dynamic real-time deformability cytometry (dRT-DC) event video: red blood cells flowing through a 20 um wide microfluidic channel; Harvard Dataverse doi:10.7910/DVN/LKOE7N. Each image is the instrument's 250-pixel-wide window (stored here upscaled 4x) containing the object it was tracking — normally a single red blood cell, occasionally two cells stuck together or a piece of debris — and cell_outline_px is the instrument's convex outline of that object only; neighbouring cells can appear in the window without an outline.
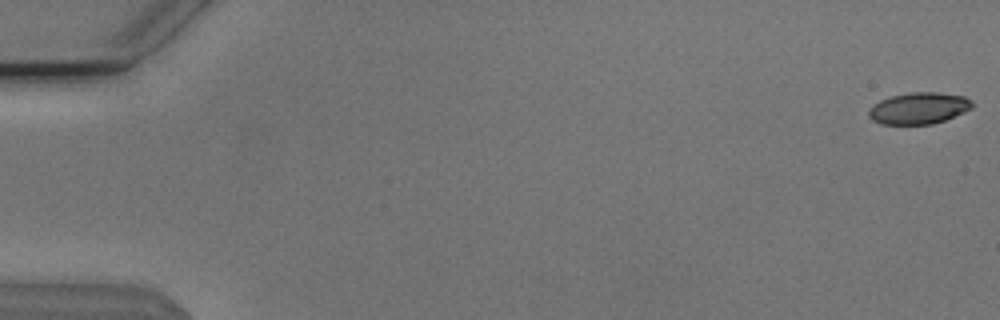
{"species": "Egyptian fruit bat (a non-hibernating species)", "species_latin": "Rousettus aegyptiacus", "temperature_condition": "cold", "stored_images_in_passage": 15, "camera_frame_rate_fps": 3000, "um_per_image_px": 0.085, "animal": {"sex": "male"}, "frame": {"image": 1, "passage_image": 1, "time_ms": 0.0, "image_size_px": [1000, 320], "cell_outline_px": [[972, 108], [964, 112], [944, 120], [932, 124], [880, 124], [872, 120], [868, 116], [868, 108], [872, 104], [880, 100], [892, 96], [908, 92], [936, 92], [964, 96], [972, 100]], "centroid_in_image_um": [78.06, 9.19], "position_along_channel_um": 6.9, "area_um2": 19.13}}